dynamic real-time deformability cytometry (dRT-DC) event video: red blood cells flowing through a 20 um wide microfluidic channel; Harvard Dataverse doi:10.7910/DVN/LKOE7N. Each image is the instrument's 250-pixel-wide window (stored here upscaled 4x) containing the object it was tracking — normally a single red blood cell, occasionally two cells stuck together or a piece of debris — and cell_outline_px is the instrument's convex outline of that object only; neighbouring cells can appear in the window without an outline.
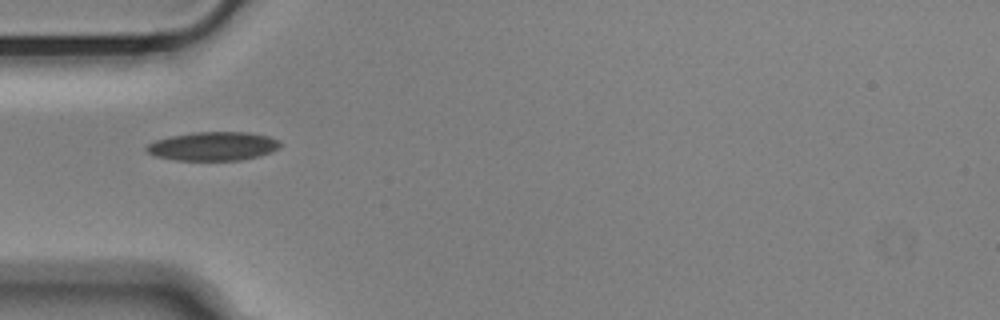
{"species": "Egyptian fruit bat (a non-hibernating species)", "species_latin": "Rousettus aegyptiacus", "temperature_condition": "cold", "stored_images_in_passage": 39, "camera_frame_rate_fps": 3000, "um_per_image_px": 0.085, "animal": {"sex": "male"}, "frame": {"image": 1, "passage_image": 1, "time_ms": 0.0, "image_size_px": [1000, 320], "cell_outline_px": [[280, 144], [276, 148], [260, 156], [240, 160], [176, 160], [152, 156], [144, 148], [148, 144], [156, 140], [172, 136], [192, 132], [248, 132], [268, 136], [280, 140]], "centroid_in_image_um": [18.08, 12.43], "position_along_channel_um": 66.9, "area_um2": 22.31}}
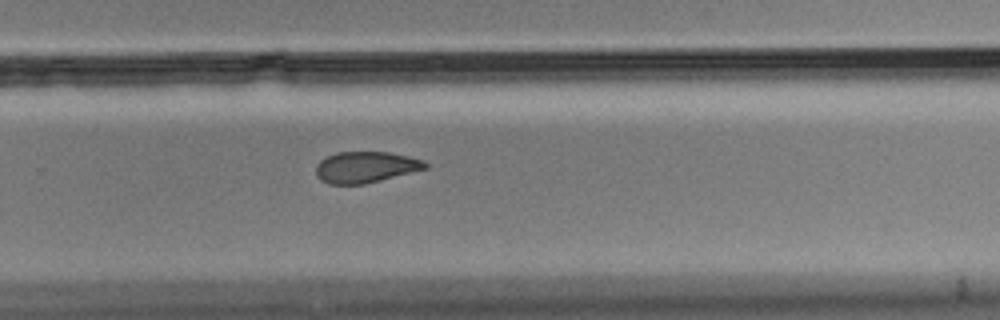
{"frame": {"image": 2, "passage_image": 20, "time_ms": 6.333, "image_size_px": [1000, 320], "cell_outline_px": [[428, 168], [364, 184], [328, 184], [320, 180], [316, 176], [316, 164], [320, 160], [336, 152], [388, 152], [408, 156], [424, 160], [428, 164]], "centroid_in_image_um": [31.06, 14.2], "position_along_channel_um": 298.7, "area_um2": 19.88}}
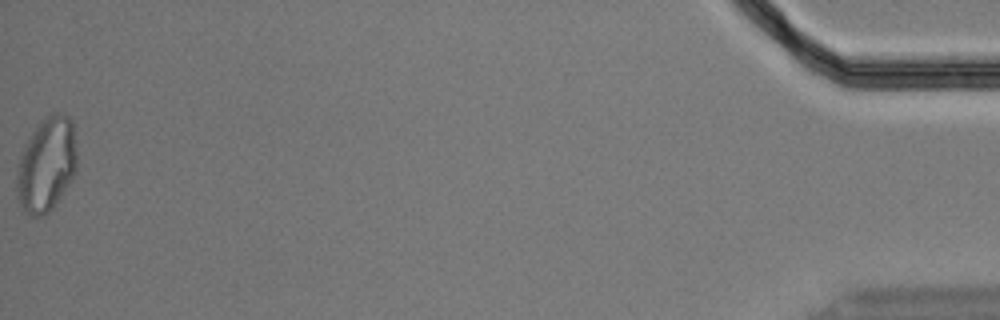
{"frame": {"image": 3, "passage_image": 39, "time_ms": 12.667, "image_size_px": [1000, 320], "cell_outline_px": [[76, 172], [52, 208], [48, 212], [40, 216], [32, 216], [24, 212], [16, 196], [16, 168], [24, 144], [32, 132], [44, 116], [52, 112], [56, 112], [68, 116], [72, 120], [76, 152]], "centroid_in_image_um": [3.92, 13.97], "position_along_channel_um": 431.3, "area_um2": 33.23}, "authors_computed_cell_mechanics": {"area_um2": 21.6172, "velocity_mm_per_s": 3.6545, "shape_relaxation_time_tau1_ms": 10.3351, "shape_relaxation_time_tau2_ms": 2.858, "deformation_change_tau1": 0.1906, "deformation_change_tau2": 0.0777}}